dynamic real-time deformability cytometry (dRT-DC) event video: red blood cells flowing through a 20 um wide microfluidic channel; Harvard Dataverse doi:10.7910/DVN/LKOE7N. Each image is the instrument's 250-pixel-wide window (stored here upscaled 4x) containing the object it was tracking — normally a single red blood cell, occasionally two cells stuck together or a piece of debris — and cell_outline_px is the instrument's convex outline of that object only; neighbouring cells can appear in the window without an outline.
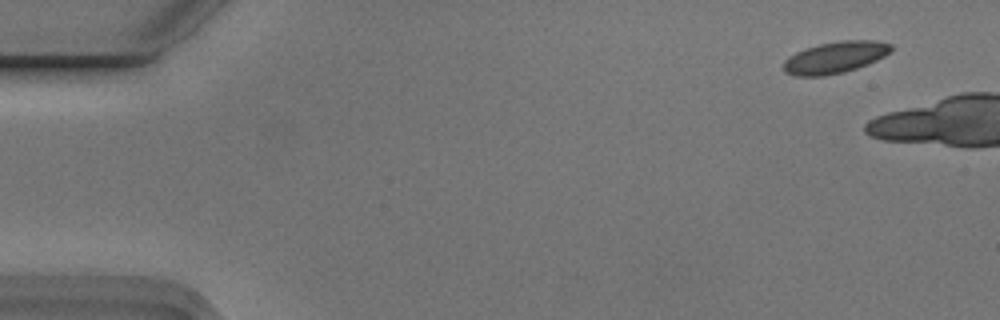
{"species": "Egyptian fruit bat (a non-hibernating species)", "species_latin": "Rousettus aegyptiacus", "temperature_condition": "cold", "stored_images_in_passage": 9, "camera_frame_rate_fps": 3000, "um_per_image_px": 0.085, "animal": {"sex": "male"}, "frame": {"image": 1, "passage_image": 2, "time_ms": 0.333, "image_size_px": [1000, 320], "cell_outline_px": [[892, 52], [868, 64], [844, 72], [824, 76], [796, 76], [784, 72], [784, 60], [788, 56], [796, 52], [820, 44], [840, 40], [876, 40], [892, 44]], "centroid_in_image_um": [71.0, 4.88], "position_along_channel_um": 14.0, "area_um2": 19.88}}